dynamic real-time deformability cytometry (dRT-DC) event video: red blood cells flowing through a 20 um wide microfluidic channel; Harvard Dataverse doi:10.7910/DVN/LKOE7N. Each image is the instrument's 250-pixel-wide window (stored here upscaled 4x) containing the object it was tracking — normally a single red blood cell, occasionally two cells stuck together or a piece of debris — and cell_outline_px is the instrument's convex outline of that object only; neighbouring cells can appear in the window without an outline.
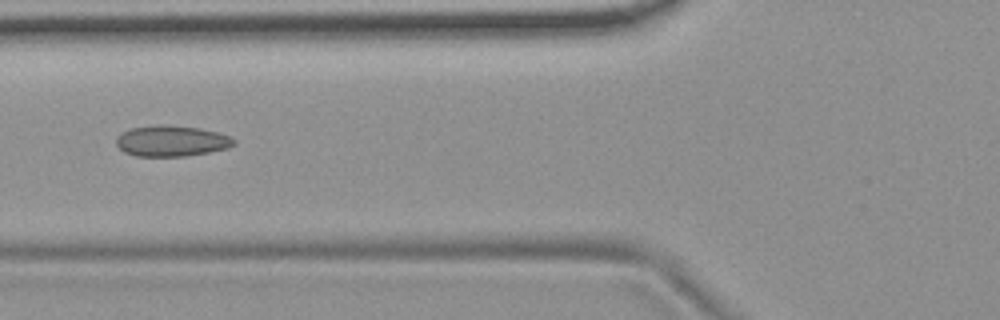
{"species": "common noctule bat (a hibernating species)", "species_latin": "Nyctalus noctula", "temperature_condition": "room temperature", "stored_images_in_passage": 6, "camera_frame_rate_fps": 3000, "um_per_image_px": 0.085, "animal": {"sex": "female", "body_mass_g": 19.9}, "frame": {"image": 1, "passage_image": 6, "time_ms": 1.667, "image_size_px": [1000, 320], "cell_outline_px": [[236, 144], [228, 148], [208, 152], [184, 156], [136, 156], [124, 152], [116, 144], [116, 140], [124, 132], [132, 128], [160, 124], [164, 124], [200, 128], [216, 132], [228, 136], [236, 140]], "centroid_in_image_um": [14.6, 11.98], "position_along_channel_um": 111.2, "area_um2": 20.98}}